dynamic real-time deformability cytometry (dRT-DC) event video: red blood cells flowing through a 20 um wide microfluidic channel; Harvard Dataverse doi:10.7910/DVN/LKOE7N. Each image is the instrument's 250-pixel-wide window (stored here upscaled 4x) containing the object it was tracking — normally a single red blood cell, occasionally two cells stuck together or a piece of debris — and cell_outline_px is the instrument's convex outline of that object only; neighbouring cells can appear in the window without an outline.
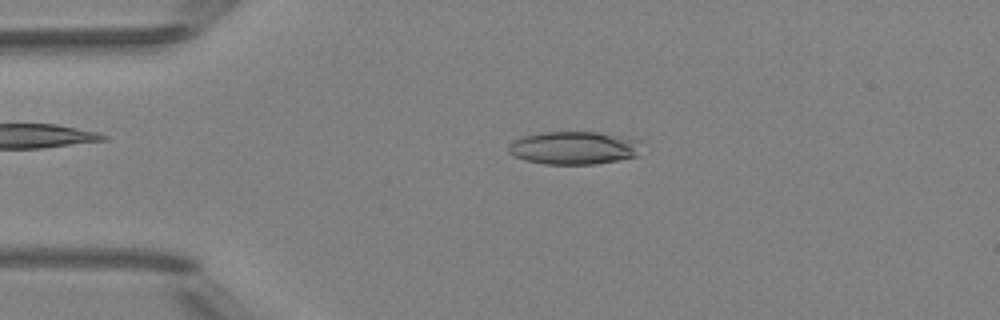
{"species": "Egyptian fruit bat (a non-hibernating species)", "species_latin": "Rousettus aegyptiacus", "temperature_condition": "room temperature", "stored_images_in_passage": 50, "camera_frame_rate_fps": 3000, "um_per_image_px": 0.085, "animal": {"sex": "female"}, "frame": {"image": 1, "passage_image": 11, "time_ms": 3.333, "image_size_px": [1000, 320], "cell_outline_px": [[640, 140], [636, 156], [620, 160], [592, 164], [544, 164], [524, 160], [512, 156], [508, 152], [508, 144], [512, 140], [524, 136], [540, 132], [596, 132]], "centroid_in_image_um": [48.69, 12.57], "position_along_channel_um": 36.3, "area_um2": 25.55}}
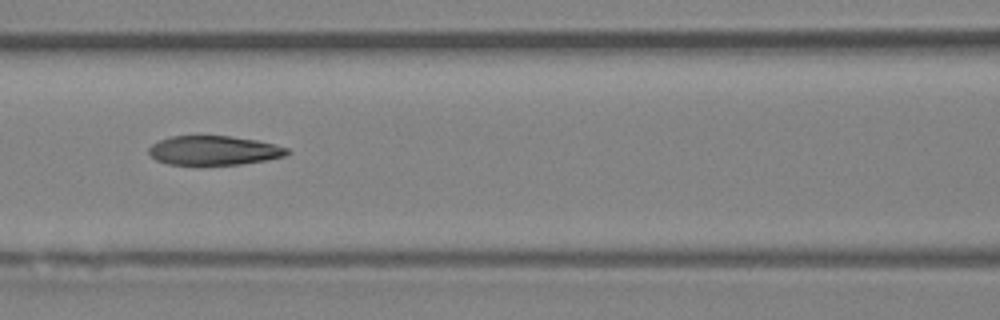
{"frame": {"image": 2, "passage_image": 22, "time_ms": 7.0, "image_size_px": [1000, 320], "cell_outline_px": [[292, 152], [284, 156], [268, 160], [240, 164], [196, 168], [168, 164], [156, 160], [148, 152], [148, 148], [152, 144], [168, 136], [228, 136], [256, 140], [288, 148]], "centroid_in_image_um": [18.13, 12.84], "position_along_channel_um": 148.5, "area_um2": 24.45}}
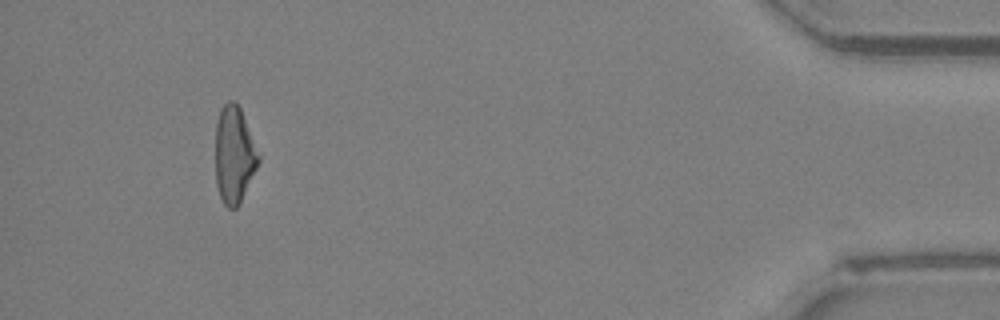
{"frame": {"image": 3, "passage_image": 47, "time_ms": 15.333, "image_size_px": [1000, 320], "cell_outline_px": [[260, 160], [240, 204], [236, 208], [228, 208], [224, 204], [220, 196], [216, 184], [216, 120], [220, 108], [228, 100], [232, 100], [240, 108], [260, 156]], "centroid_in_image_um": [19.89, 13.16], "position_along_channel_um": 415.3, "area_um2": 24.22}, "authors_computed_cell_mechanics": {"area_um2": 25.0852, "velocity_mm_per_s": 4.0422, "shape_relaxation_time_tau1_ms": 9.8291, "shape_relaxation_time_tau2_ms": 3.644, "deformation_change_tau1": 0.2248, "deformation_change_tau2": 0.1255}}